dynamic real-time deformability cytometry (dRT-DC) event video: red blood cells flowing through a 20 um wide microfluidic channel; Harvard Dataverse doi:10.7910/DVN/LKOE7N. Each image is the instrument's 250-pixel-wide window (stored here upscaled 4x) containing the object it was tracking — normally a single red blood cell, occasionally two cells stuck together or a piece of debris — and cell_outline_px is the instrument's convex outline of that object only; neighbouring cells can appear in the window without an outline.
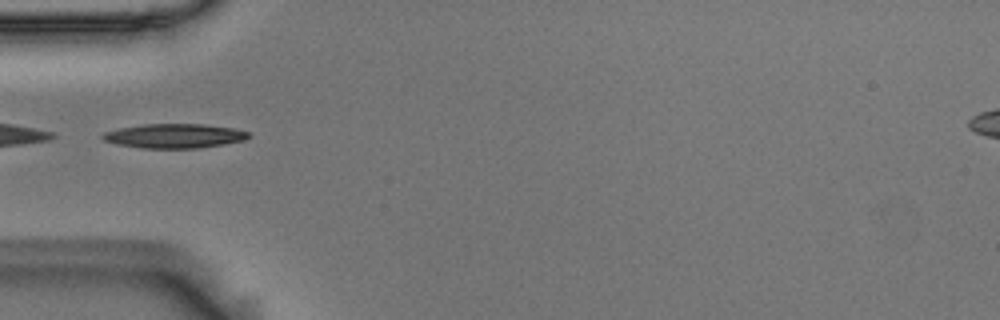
{"species": "Egyptian fruit bat (a non-hibernating species)", "species_latin": "Rousettus aegyptiacus", "temperature_condition": "room temperature", "stored_images_in_passage": 36, "camera_frame_rate_fps": 3000, "um_per_image_px": 0.085, "animal": {"sex": "male"}, "frame": {"image": 1, "passage_image": 1, "time_ms": 0.0, "image_size_px": [1000, 320], "cell_outline_px": [[252, 136], [244, 140], [224, 144], [196, 148], [140, 148], [116, 144], [104, 140], [100, 136], [104, 132], [120, 128], [144, 124], [204, 124], [232, 128], [252, 132]], "centroid_in_image_um": [14.84, 11.55], "position_along_channel_um": 70.2, "area_um2": 20.75}}
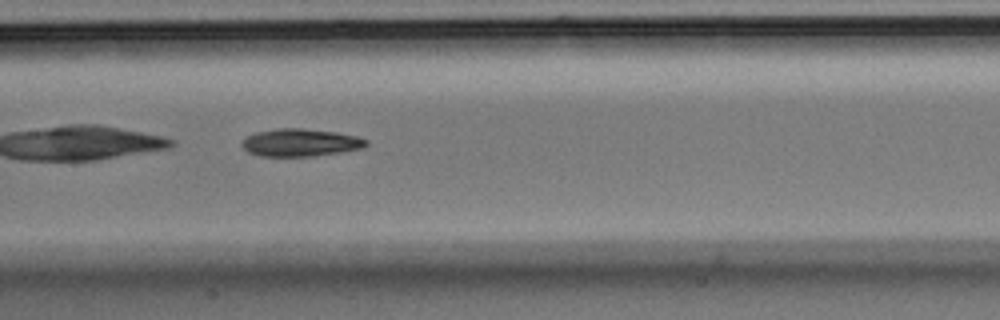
{"frame": {"image": 2, "passage_image": 10, "time_ms": 3.0, "image_size_px": [1000, 320], "cell_outline_px": [[368, 144], [364, 148], [340, 152], [312, 156], [260, 156], [248, 152], [240, 144], [240, 140], [256, 132], [276, 128], [300, 128], [336, 132], [356, 136], [368, 140]], "centroid_in_image_um": [25.52, 12.12], "position_along_channel_um": 181.9, "area_um2": 20.06}}
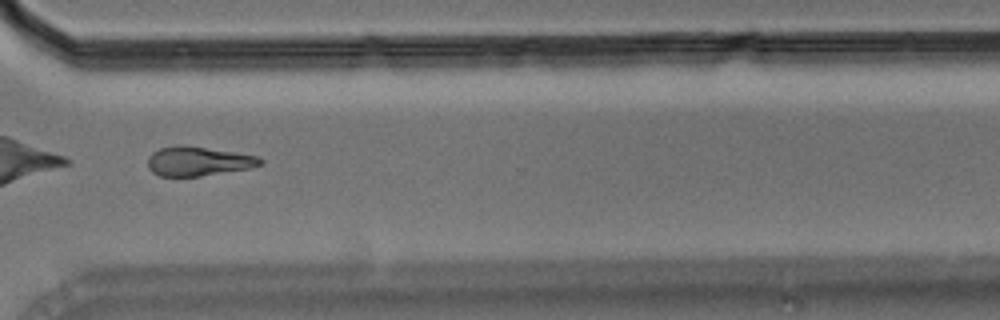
{"frame": {"image": 3, "passage_image": 24, "time_ms": 7.667, "image_size_px": [1000, 320], "cell_outline_px": [[264, 164], [248, 168], [200, 176], [160, 176], [152, 172], [148, 168], [148, 156], [152, 152], [160, 148], [176, 144], [180, 144], [232, 152], [256, 156], [264, 160]], "centroid_in_image_um": [16.8, 13.7], "position_along_channel_um": 353.8, "area_um2": 19.07}, "authors_computed_cell_mechanics": {"area_um2": 19.3919, "velocity_mm_per_s": 3.6878, "shape_relaxation_time_tau1_ms": 6.7192, "shape_relaxation_time_tau2_ms": null, "deformation_change_tau1": 0.1664, "deformation_change_tau2": null}}